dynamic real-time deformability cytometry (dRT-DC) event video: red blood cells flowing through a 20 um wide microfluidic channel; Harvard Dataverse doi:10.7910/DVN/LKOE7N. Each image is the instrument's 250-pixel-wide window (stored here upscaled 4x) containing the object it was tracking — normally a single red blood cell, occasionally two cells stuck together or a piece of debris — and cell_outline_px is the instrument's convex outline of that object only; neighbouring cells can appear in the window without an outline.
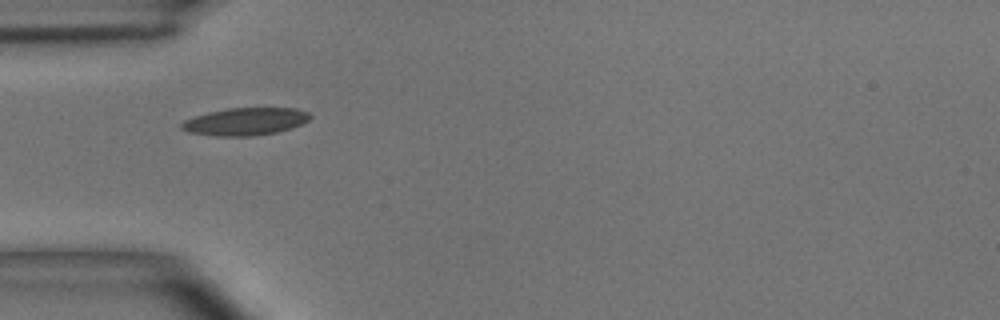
{"species": "common noctule bat (a hibernating species)", "species_latin": "Nyctalus noctula", "temperature_condition": "room temperature", "stored_images_in_passage": 35, "camera_frame_rate_fps": 3000, "um_per_image_px": 0.085, "animal": {"sex": "male", "body_mass_g": 15.6}, "frame": {"image": 1, "passage_image": 1, "time_ms": 0.0, "image_size_px": [1000, 320], "cell_outline_px": [[312, 116], [308, 120], [292, 128], [276, 132], [252, 136], [216, 136], [188, 132], [180, 128], [180, 124], [184, 120], [208, 112], [228, 108], [296, 108], [308, 112]], "centroid_in_image_um": [20.84, 10.33], "position_along_channel_um": 64.2, "area_um2": 20.58}}
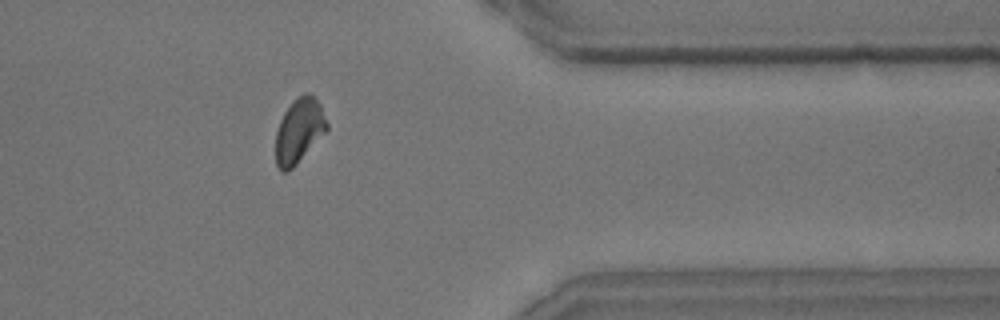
{"frame": {"image": 2, "passage_image": 26, "time_ms": 8.333, "image_size_px": [1000, 320], "cell_outline_px": [[328, 128], [296, 164], [288, 172], [280, 172], [276, 164], [276, 132], [280, 120], [284, 112], [304, 92], [308, 92], [320, 104], [328, 124]], "centroid_in_image_um": [25.4, 11.14], "position_along_channel_um": 386.0, "area_um2": 18.79}}
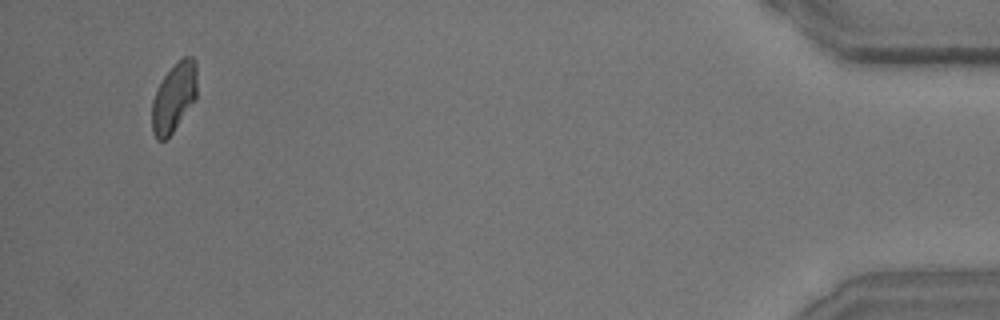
{"frame": {"image": 3, "passage_image": 33, "time_ms": 10.667, "image_size_px": [1000, 320], "cell_outline_px": [[196, 100], [172, 132], [164, 140], [160, 140], [152, 132], [152, 100], [164, 76], [184, 56], [192, 56], [196, 60]], "centroid_in_image_um": [14.8, 8.27], "position_along_channel_um": 420.4, "area_um2": 17.8}, "authors_computed_cell_mechanics": {"area_um2": 19.3052, "velocity_mm_per_s": 4.0537, "shape_relaxation_time_tau1_ms": 4.2917, "shape_relaxation_time_tau2_ms": 5.2043, "deformation_change_tau1": 0.1175, "deformation_change_tau2": 0.1041}}